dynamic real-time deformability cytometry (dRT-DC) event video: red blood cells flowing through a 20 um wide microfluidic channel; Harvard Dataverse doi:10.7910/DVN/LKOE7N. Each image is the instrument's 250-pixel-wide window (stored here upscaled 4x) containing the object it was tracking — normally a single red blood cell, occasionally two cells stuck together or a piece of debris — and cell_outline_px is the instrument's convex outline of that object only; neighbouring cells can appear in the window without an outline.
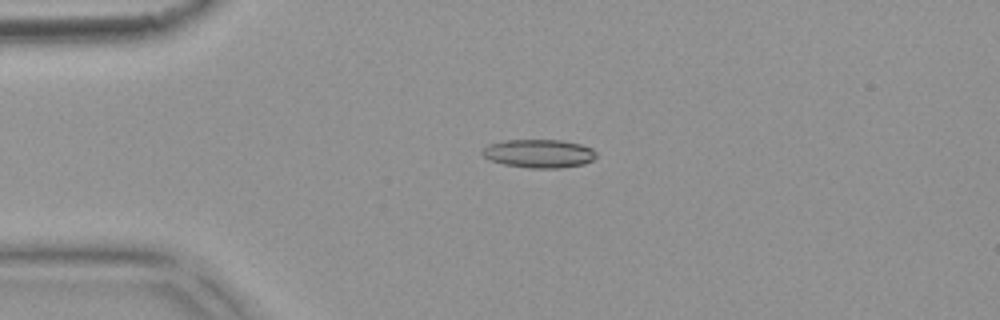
{"species": "common noctule bat (a hibernating species)", "species_latin": "Nyctalus noctula", "temperature_condition": "warm", "stored_images_in_passage": 9, "camera_frame_rate_fps": 3000, "um_per_image_px": 0.085, "animal": {"sex": "female", "body_mass_g": 18.4}, "frame": {"image": 1, "passage_image": 2, "time_ms": 0.333, "image_size_px": [1000, 320], "cell_outline_px": [[596, 156], [592, 160], [584, 164], [560, 168], [528, 168], [504, 164], [492, 160], [484, 156], [480, 152], [488, 144], [504, 140], [564, 140], [580, 144], [592, 148], [596, 152]], "centroid_in_image_um": [45.82, 13.04], "position_along_channel_um": 39.2, "area_um2": 18.9}}
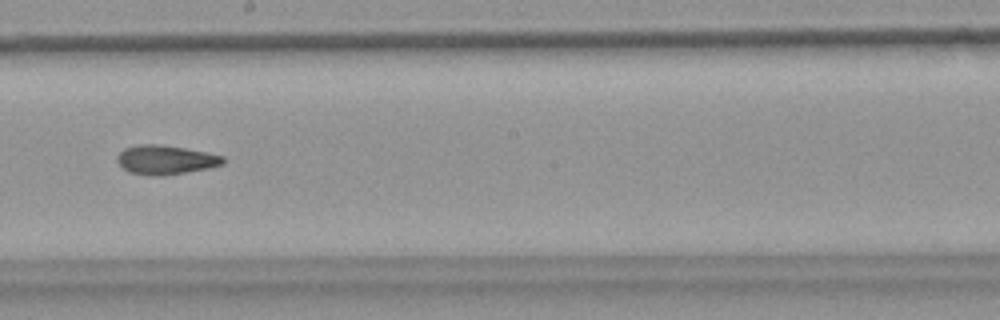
{"frame": {"image": 2, "passage_image": 7, "time_ms": 2.0, "image_size_px": [1000, 320], "cell_outline_px": [[224, 164], [208, 168], [164, 176], [148, 176], [128, 172], [116, 160], [116, 156], [124, 148], [140, 144], [152, 144], [184, 148], [224, 156]], "centroid_in_image_um": [14.04, 13.6], "position_along_channel_um": 234.2, "area_um2": 17.92}}
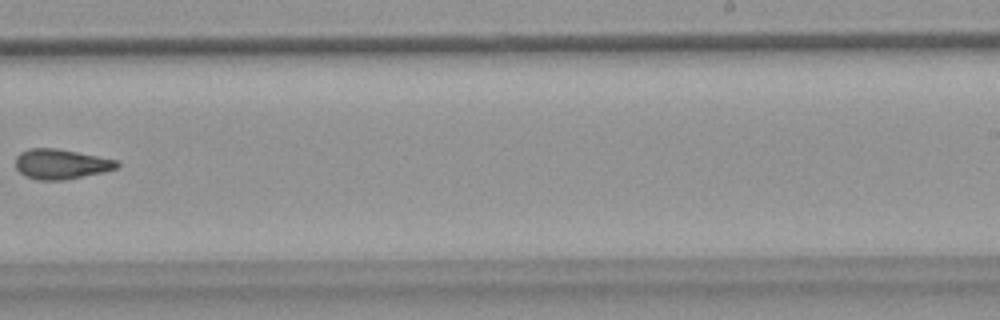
{"frame": {"image": 3, "passage_image": 8, "time_ms": 2.333, "image_size_px": [1000, 320], "cell_outline_px": [[120, 164], [116, 168], [104, 172], [64, 180], [36, 180], [24, 176], [16, 168], [16, 156], [20, 152], [28, 148], [56, 148], [116, 160]], "centroid_in_image_um": [5.14, 13.95], "position_along_channel_um": 283.9, "area_um2": 17.69}}